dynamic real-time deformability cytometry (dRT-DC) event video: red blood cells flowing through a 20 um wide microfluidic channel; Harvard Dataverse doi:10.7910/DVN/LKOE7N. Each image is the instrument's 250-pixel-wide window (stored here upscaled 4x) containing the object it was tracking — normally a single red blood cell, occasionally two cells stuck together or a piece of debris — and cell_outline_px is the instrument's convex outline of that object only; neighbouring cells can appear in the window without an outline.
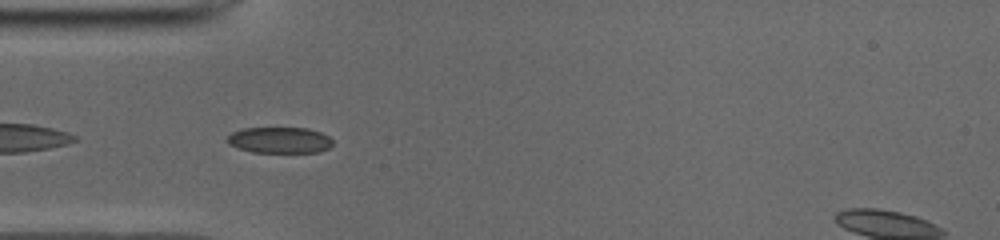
{"species": "common noctule bat (a hibernating species)", "species_latin": "Nyctalus noctula", "temperature_condition": "cold", "stored_images_in_passage": 39, "camera_frame_rate_fps": 3000, "um_per_image_px": 0.085, "animal": {"sex": "male", "body_mass_g": 19.0, "forearm_length_mm": 50.8}, "frame": {"image": 1, "passage_image": 3, "time_ms": 0.667, "image_size_px": [1000, 240], "cell_outline_px": [[332, 144], [328, 148], [320, 152], [252, 152], [228, 144], [224, 140], [232, 132], [244, 128], [308, 128], [320, 132], [328, 136], [332, 140]], "centroid_in_image_um": [23.75, 11.91], "position_along_channel_um": 61.2, "area_um2": 16.01}}
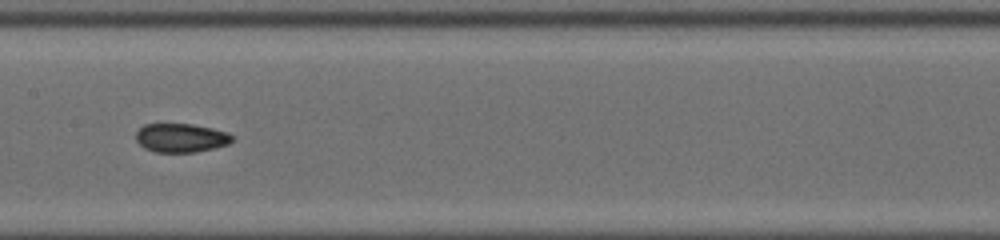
{"frame": {"image": 2, "passage_image": 13, "time_ms": 4.0, "image_size_px": [1000, 240], "cell_outline_px": [[232, 140], [228, 144], [196, 152], [156, 152], [144, 148], [136, 140], [136, 132], [144, 124], [192, 124], [212, 128], [228, 132], [232, 136]], "centroid_in_image_um": [15.37, 11.71], "position_along_channel_um": 192.0, "area_um2": 16.07}}
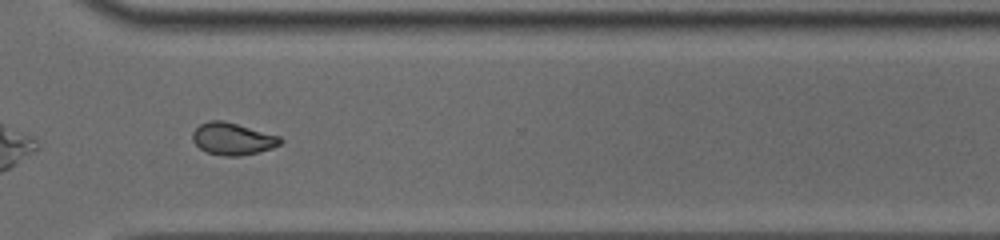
{"frame": {"image": 3, "passage_image": 25, "time_ms": 8.0, "image_size_px": [1000, 240], "cell_outline_px": [[284, 140], [280, 144], [272, 148], [240, 156], [224, 156], [208, 152], [200, 148], [192, 140], [192, 132], [200, 124], [208, 120], [224, 120], [280, 136]], "centroid_in_image_um": [19.77, 11.79], "position_along_channel_um": 350.8, "area_um2": 16.42}, "authors_computed_cell_mechanics": {"area_um2": 16.5886, "velocity_mm_per_s": 3.9565, "shape_relaxation_time_tau1_ms": null, "shape_relaxation_time_tau2_ms": 1.8597, "deformation_change_tau1": null, "deformation_change_tau2": 0.0703}}